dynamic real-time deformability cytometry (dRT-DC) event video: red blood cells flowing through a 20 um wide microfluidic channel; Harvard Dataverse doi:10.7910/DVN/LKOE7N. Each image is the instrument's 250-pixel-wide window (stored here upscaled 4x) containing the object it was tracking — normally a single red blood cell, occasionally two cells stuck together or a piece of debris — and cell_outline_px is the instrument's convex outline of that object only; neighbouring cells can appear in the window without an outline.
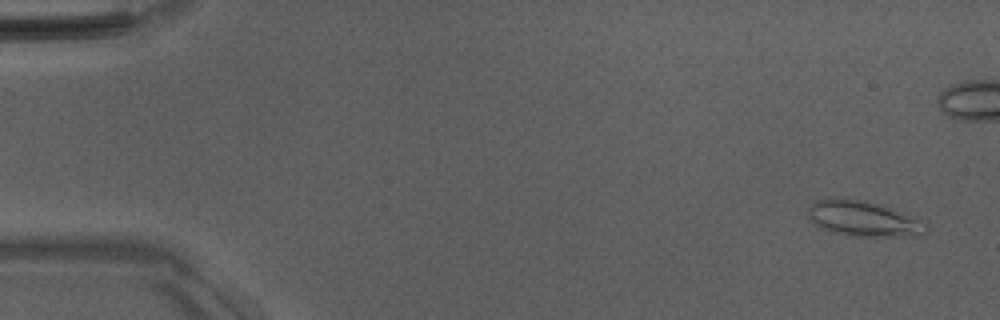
{"species": "Egyptian fruit bat (a non-hibernating species)", "species_latin": "Rousettus aegyptiacus", "temperature_condition": "room temperature", "stored_images_in_passage": 7, "camera_frame_rate_fps": 3000, "um_per_image_px": 0.085, "animal": {"sex": "male"}, "frame": {"image": 1, "passage_image": 3, "time_ms": 0.667, "image_size_px": [1000, 320], "cell_outline_px": [[932, 228], [924, 236], [852, 236], [836, 232], [824, 228], [808, 220], [808, 208], [816, 200], [832, 196], [844, 196], [864, 200], [896, 208], [920, 216], [928, 220]], "centroid_in_image_um": [73.56, 18.55], "position_along_channel_um": 11.4, "area_um2": 25.78}}